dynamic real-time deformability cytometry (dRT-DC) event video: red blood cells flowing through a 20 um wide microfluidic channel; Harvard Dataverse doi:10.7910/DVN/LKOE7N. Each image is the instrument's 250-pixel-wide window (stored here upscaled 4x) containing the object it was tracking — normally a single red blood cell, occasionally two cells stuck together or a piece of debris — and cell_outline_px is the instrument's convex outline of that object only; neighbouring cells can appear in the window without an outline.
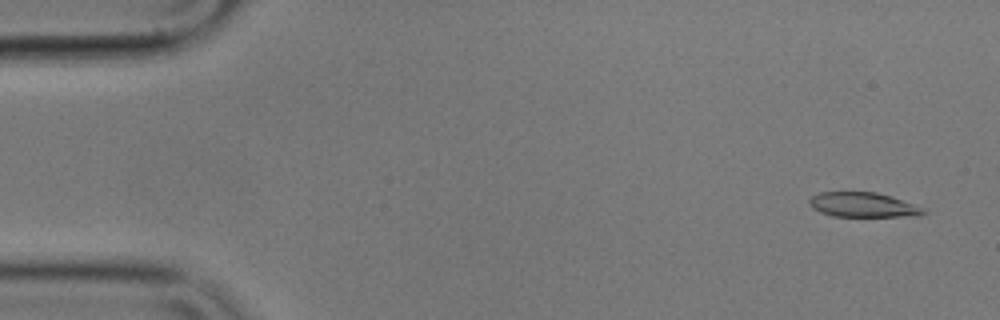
{"species": "common noctule bat (a hibernating species)", "species_latin": "Nyctalus noctula", "temperature_condition": "cold", "stored_images_in_passage": 55, "camera_frame_rate_fps": 3000, "um_per_image_px": 0.085, "animal": {"sex": "male", "body_mass_g": 17.9}, "frame": {"image": 1, "passage_image": 2, "time_ms": 0.333, "image_size_px": [1000, 320], "cell_outline_px": [[928, 212], [920, 216], [832, 216], [820, 212], [812, 208], [808, 204], [808, 200], [812, 196], [820, 192], [876, 192], [892, 196], [912, 204]], "centroid_in_image_um": [73.31, 17.41], "position_along_channel_um": 11.7, "area_um2": 16.36}}
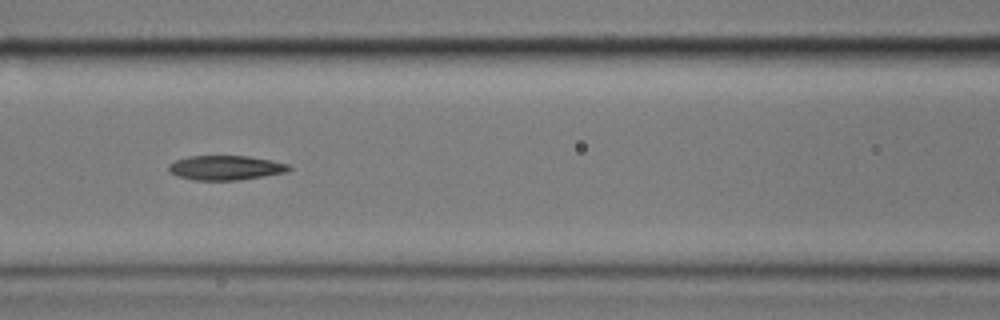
{"frame": {"image": 2, "passage_image": 23, "time_ms": 7.333, "image_size_px": [1000, 320], "cell_outline_px": [[292, 168], [288, 172], [240, 180], [196, 180], [180, 176], [168, 172], [168, 164], [176, 160], [188, 156], [248, 156], [272, 160], [288, 164]], "centroid_in_image_um": [19.2, 14.25], "position_along_channel_um": 147.4, "area_um2": 17.22}}
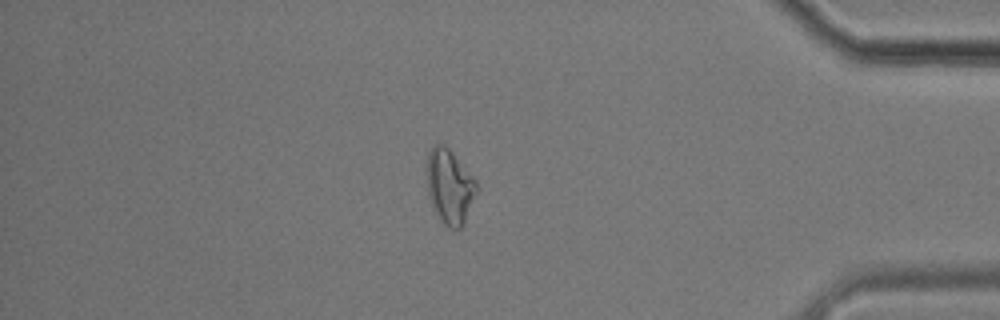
{"frame": {"image": 3, "passage_image": 47, "time_ms": 15.333, "image_size_px": [1000, 320], "cell_outline_px": [[476, 192], [464, 224], [460, 228], [448, 228], [440, 220], [432, 208], [428, 196], [428, 152], [432, 144], [444, 144], [452, 152], [476, 180]], "centroid_in_image_um": [38.2, 15.86], "position_along_channel_um": 397.0, "area_um2": 21.39}, "authors_computed_cell_mechanics": {"area_um2": 17.918, "velocity_mm_per_s": 3.5459, "shape_relaxation_time_tau1_ms": 8.822, "shape_relaxation_time_tau2_ms": null, "deformation_change_tau1": 0.2067, "deformation_change_tau2": null}}